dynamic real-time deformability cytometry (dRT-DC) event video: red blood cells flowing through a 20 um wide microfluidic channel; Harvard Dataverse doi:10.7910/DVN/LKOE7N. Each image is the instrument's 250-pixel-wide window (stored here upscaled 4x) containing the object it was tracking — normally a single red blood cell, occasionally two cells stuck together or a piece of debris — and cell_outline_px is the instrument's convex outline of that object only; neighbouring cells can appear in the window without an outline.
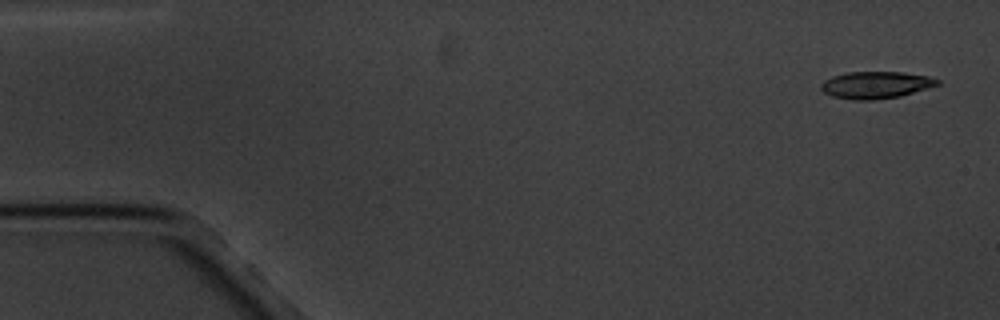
{"species": "common noctule bat (a hibernating species)", "species_latin": "Nyctalus noctula", "temperature_condition": "cold", "stored_images_in_passage": 5, "camera_frame_rate_fps": 3000, "um_per_image_px": 0.085, "animal": {"sex": "male", "body_mass_g": 20.1, "forearm_length_mm": 53.5}, "frame": {"image": 1, "passage_image": 1, "time_ms": 0.0, "image_size_px": [1000, 320], "cell_outline_px": [[940, 84], [900, 96], [872, 100], [852, 100], [832, 96], [824, 92], [820, 88], [820, 84], [824, 80], [832, 76], [848, 72], [904, 72], [928, 76], [940, 80]], "centroid_in_image_um": [74.42, 7.22], "position_along_channel_um": 10.6, "area_um2": 18.32}}
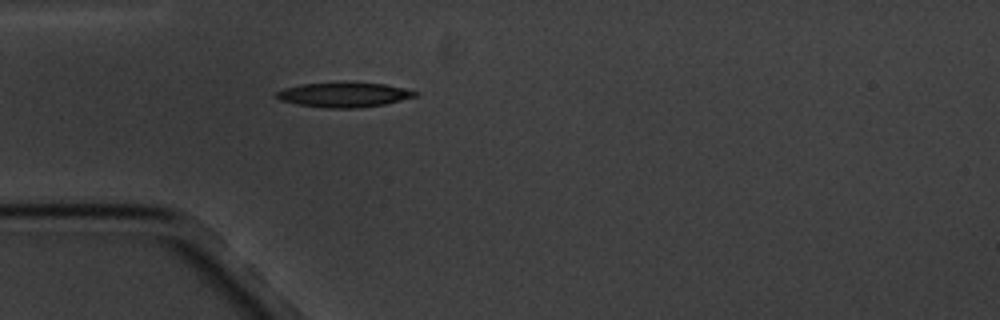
{"frame": {"image": 2, "passage_image": 5, "time_ms": 4.667, "image_size_px": [1000, 320], "cell_outline_px": [[420, 92], [416, 96], [384, 104], [356, 108], [328, 108], [300, 104], [280, 100], [276, 96], [276, 92], [284, 88], [304, 84], [344, 80], [348, 80], [384, 84], [404, 88]], "centroid_in_image_um": [29.26, 8.01], "position_along_channel_um": 55.7, "area_um2": 20.35}}